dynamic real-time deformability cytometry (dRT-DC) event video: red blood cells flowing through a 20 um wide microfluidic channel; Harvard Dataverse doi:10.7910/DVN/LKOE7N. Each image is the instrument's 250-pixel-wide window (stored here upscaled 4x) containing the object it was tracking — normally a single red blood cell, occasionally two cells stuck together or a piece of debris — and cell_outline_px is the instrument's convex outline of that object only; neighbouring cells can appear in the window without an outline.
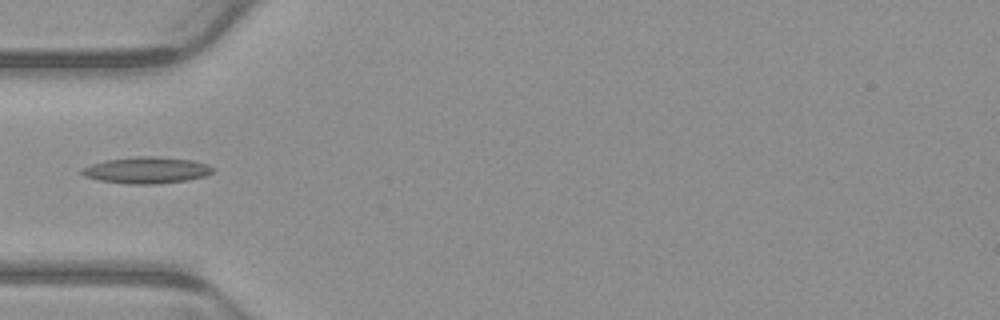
{"species": "common noctule bat (a hibernating species)", "species_latin": "Nyctalus noctula", "temperature_condition": "warm", "stored_images_in_passage": 1, "camera_frame_rate_fps": 3000, "um_per_image_px": 0.085, "animal": {"sex": "male", "body_mass_g": 23.1, "forearm_length_mm": 52.7}, "frame": {"image": 1, "passage_image": 1, "time_ms": 0.0, "image_size_px": [1000, 320], "cell_outline_px": [[212, 172], [204, 176], [188, 180], [156, 184], [128, 184], [100, 180], [84, 176], [80, 172], [84, 168], [92, 164], [108, 160], [136, 156], [156, 156], [192, 160], [208, 164], [212, 168]], "centroid_in_image_um": [12.47, 14.47], "position_along_channel_um": 72.5, "area_um2": 20.0}}